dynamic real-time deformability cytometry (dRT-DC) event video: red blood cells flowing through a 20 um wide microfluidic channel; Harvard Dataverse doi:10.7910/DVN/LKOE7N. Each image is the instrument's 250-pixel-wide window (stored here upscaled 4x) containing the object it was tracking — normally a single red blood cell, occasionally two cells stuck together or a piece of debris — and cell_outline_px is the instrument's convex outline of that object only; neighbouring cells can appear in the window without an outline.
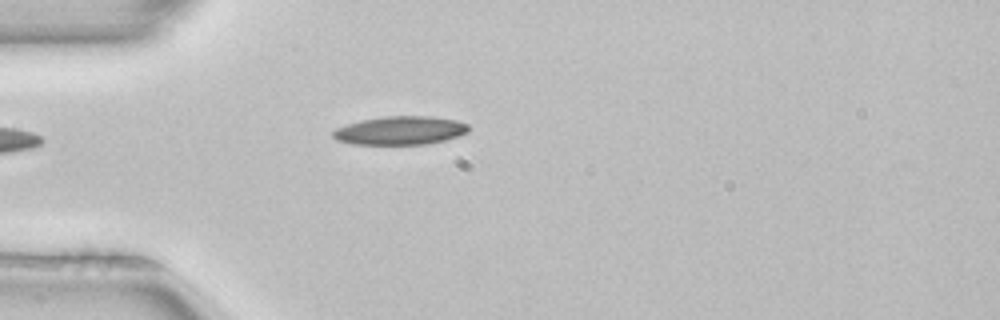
{"species": "common noctule bat (a hibernating species)", "species_latin": "Nyctalus noctula", "temperature_condition": "room temperature", "stored_images_in_passage": 3, "camera_frame_rate_fps": 3000, "um_per_image_px": 0.085, "animal": {"sex": "female", "body_mass_g": 22.7, "forearm_length_mm": 54.2}, "frame": {"image": 1, "passage_image": 3, "time_ms": 0.667, "image_size_px": [1000, 320], "cell_outline_px": [[468, 132], [460, 136], [444, 140], [424, 144], [356, 144], [336, 140], [332, 136], [332, 132], [336, 128], [360, 120], [384, 116], [432, 116], [456, 120], [468, 124]], "centroid_in_image_um": [34.03, 11.08], "position_along_channel_um": 51.0, "area_um2": 22.48}}